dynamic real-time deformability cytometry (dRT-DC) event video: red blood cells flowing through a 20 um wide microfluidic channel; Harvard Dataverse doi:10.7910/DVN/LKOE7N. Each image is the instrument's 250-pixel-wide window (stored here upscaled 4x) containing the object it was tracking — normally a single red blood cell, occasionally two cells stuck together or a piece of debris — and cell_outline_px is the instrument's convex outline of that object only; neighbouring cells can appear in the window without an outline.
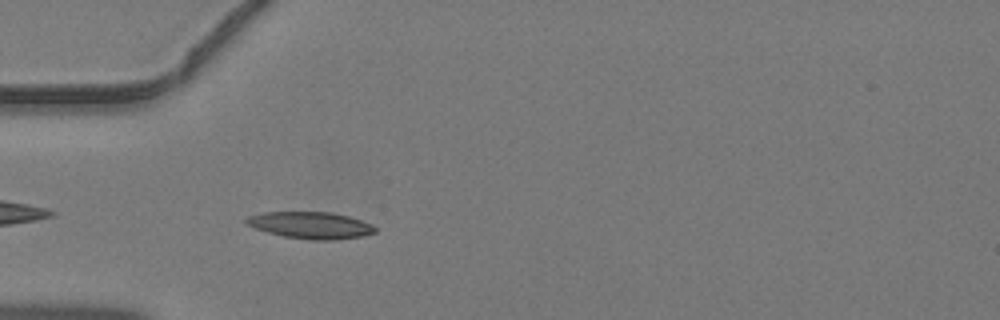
{"species": "common noctule bat (a hibernating species)", "species_latin": "Nyctalus noctula", "temperature_condition": "warm", "stored_images_in_passage": 31, "camera_frame_rate_fps": 3000, "um_per_image_px": 0.085, "animal": {"sex": "male", "body_mass_g": 19.2, "forearm_length_mm": 51.8}, "frame": {"image": 1, "passage_image": 3, "time_ms": 0.667, "image_size_px": [1000, 320], "cell_outline_px": [[376, 232], [364, 236], [332, 240], [312, 240], [284, 236], [268, 232], [244, 224], [244, 220], [248, 216], [264, 212], [332, 212], [348, 216], [372, 224], [376, 228]], "centroid_in_image_um": [26.41, 19.14], "position_along_channel_um": 58.6, "area_um2": 20.11}}
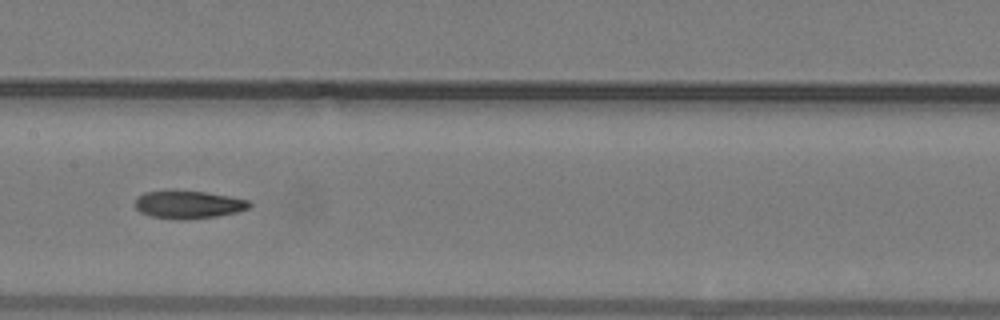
{"frame": {"image": 2, "passage_image": 12, "time_ms": 3.667, "image_size_px": [1000, 320], "cell_outline_px": [[252, 204], [248, 208], [236, 212], [216, 216], [184, 220], [152, 216], [140, 212], [136, 208], [136, 196], [144, 192], [204, 192], [228, 196], [248, 200]], "centroid_in_image_um": [16.01, 17.41], "position_along_channel_um": 191.4, "area_um2": 17.98}}
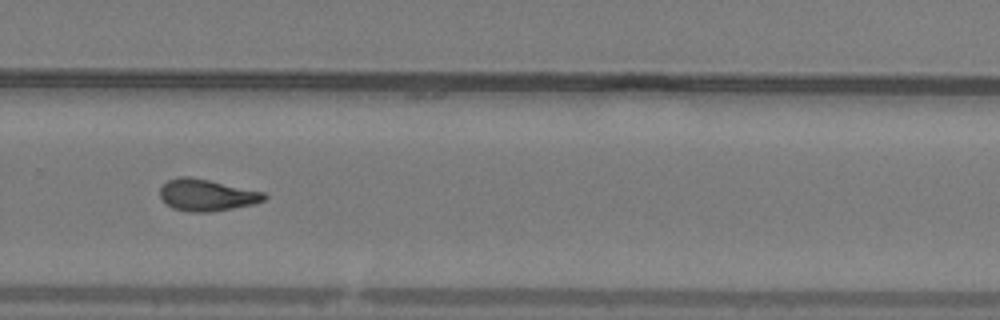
{"frame": {"image": 3, "passage_image": 20, "time_ms": 6.333, "image_size_px": [1000, 320], "cell_outline_px": [[268, 196], [264, 200], [252, 204], [212, 212], [188, 212], [172, 208], [160, 196], [160, 188], [168, 180], [180, 176], [188, 176], [208, 180], [264, 192]], "centroid_in_image_um": [17.56, 16.58], "position_along_channel_um": 312.2, "area_um2": 19.07}}